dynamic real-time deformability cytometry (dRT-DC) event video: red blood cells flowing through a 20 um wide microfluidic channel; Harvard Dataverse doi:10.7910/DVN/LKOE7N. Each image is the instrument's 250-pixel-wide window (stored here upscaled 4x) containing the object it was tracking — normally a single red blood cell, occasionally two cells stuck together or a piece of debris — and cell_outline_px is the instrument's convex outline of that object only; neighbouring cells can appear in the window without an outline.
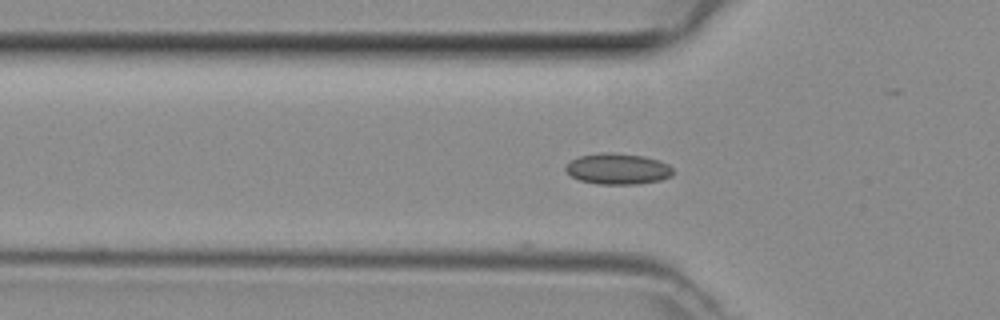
{"species": "common noctule bat (a hibernating species)", "species_latin": "Nyctalus noctula", "temperature_condition": "room temperature", "stored_images_in_passage": 7, "camera_frame_rate_fps": 3000, "um_per_image_px": 0.085, "animal": {"sex": "female", "body_mass_g": 29.2, "forearm_length_mm": 56.3}, "frame": {"image": 1, "passage_image": 2, "time_ms": 0.333, "image_size_px": [1000, 320], "cell_outline_px": [[672, 176], [660, 180], [636, 184], [596, 184], [580, 180], [572, 176], [564, 168], [572, 160], [580, 156], [600, 152], [612, 152], [644, 156], [660, 160], [668, 164], [672, 168]], "centroid_in_image_um": [52.53, 14.34], "position_along_channel_um": 73.3, "area_um2": 19.36}}
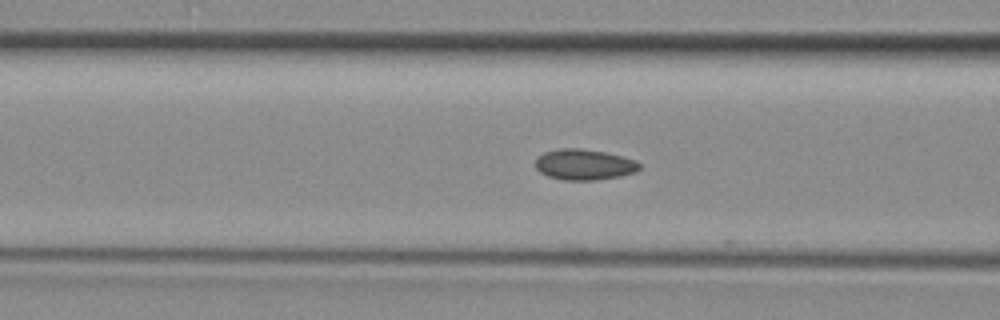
{"frame": {"image": 2, "passage_image": 5, "time_ms": 1.333, "image_size_px": [1000, 320], "cell_outline_px": [[640, 168], [636, 172], [620, 176], [596, 180], [564, 180], [548, 176], [540, 172], [536, 168], [536, 160], [544, 152], [560, 148], [580, 148], [604, 152], [636, 160], [640, 164]], "centroid_in_image_um": [49.66, 13.99], "position_along_channel_um": 116.9, "area_um2": 18.55}}